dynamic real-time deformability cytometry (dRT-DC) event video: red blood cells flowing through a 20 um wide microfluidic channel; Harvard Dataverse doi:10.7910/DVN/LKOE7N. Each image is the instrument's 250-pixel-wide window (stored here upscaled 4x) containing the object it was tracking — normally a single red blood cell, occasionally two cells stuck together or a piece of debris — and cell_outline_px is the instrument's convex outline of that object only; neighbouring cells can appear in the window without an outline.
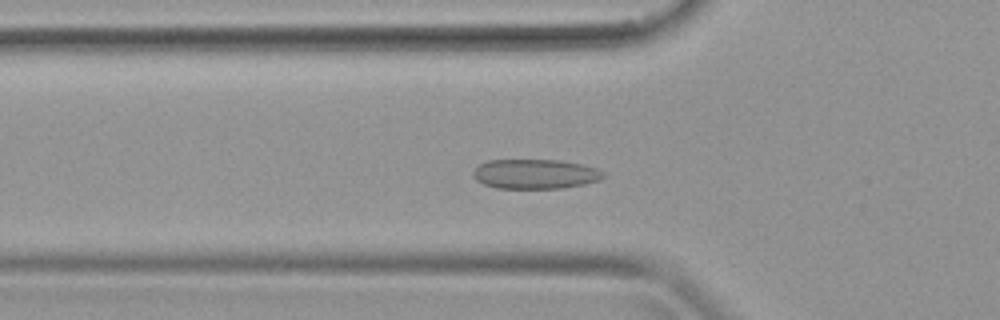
{"species": "common noctule bat (a hibernating species)", "species_latin": "Nyctalus noctula", "temperature_condition": "warm", "stored_images_in_passage": 40, "camera_frame_rate_fps": 3000, "um_per_image_px": 0.085, "animal": {"sex": "female", "body_mass_g": 19.9}, "frame": {"image": 1, "passage_image": 13, "time_ms": 4.0, "image_size_px": [1000, 320], "cell_outline_px": [[604, 176], [600, 180], [584, 184], [560, 188], [496, 188], [484, 184], [476, 180], [472, 176], [472, 172], [480, 164], [488, 160], [560, 160], [584, 164], [596, 168], [604, 172]], "centroid_in_image_um": [45.49, 14.78], "position_along_channel_um": 80.3, "area_um2": 22.54}}
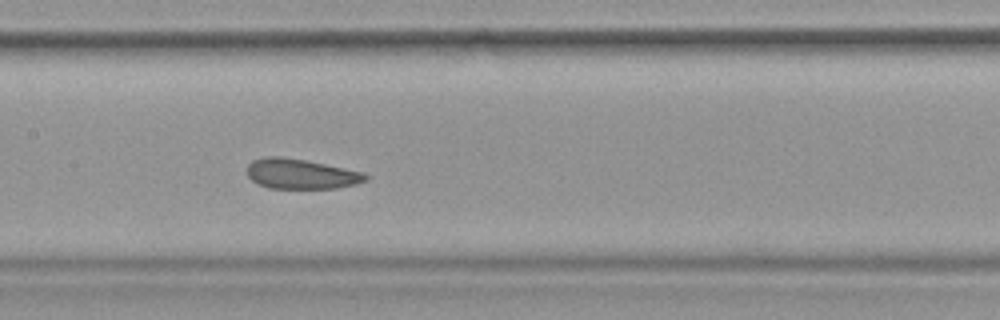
{"frame": {"image": 2, "passage_image": 19, "time_ms": 6.0, "image_size_px": [1000, 320], "cell_outline_px": [[368, 180], [356, 184], [336, 188], [268, 188], [252, 180], [248, 176], [248, 164], [252, 160], [264, 156], [280, 156], [304, 160], [364, 172], [368, 176]], "centroid_in_image_um": [25.58, 14.78], "position_along_channel_um": 181.8, "area_um2": 20.63}}
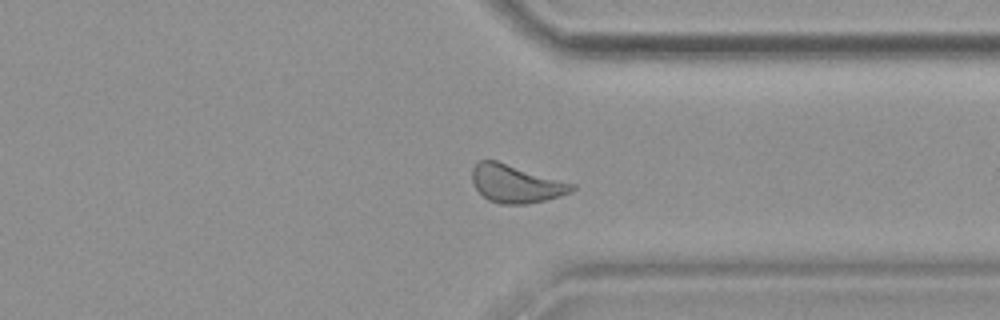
{"frame": {"image": 3, "passage_image": 30, "time_ms": 9.667, "image_size_px": [1000, 320], "cell_outline_px": [[576, 188], [572, 192], [560, 196], [528, 204], [500, 204], [488, 200], [476, 188], [472, 180], [472, 168], [480, 160], [496, 160], [576, 184]], "centroid_in_image_um": [43.87, 15.62], "position_along_channel_um": 367.5, "area_um2": 22.08}}